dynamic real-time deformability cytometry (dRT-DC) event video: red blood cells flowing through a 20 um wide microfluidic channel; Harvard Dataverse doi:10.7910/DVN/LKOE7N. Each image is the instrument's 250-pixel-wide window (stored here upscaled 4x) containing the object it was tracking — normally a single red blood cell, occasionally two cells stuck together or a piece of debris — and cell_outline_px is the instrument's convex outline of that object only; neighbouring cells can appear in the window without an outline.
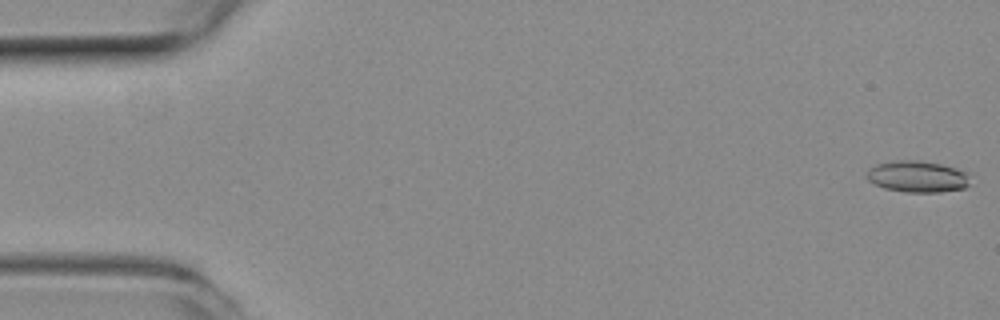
{"species": "common noctule bat (a hibernating species)", "species_latin": "Nyctalus noctula", "temperature_condition": "room temperature", "stored_images_in_passage": 14, "camera_frame_rate_fps": 3000, "um_per_image_px": 0.085, "animal": {"sex": "female", "body_mass_g": 19.3, "forearm_length_mm": 54.1}, "frame": {"image": 1, "passage_image": 1, "time_ms": 0.0, "image_size_px": [1000, 320], "cell_outline_px": [[968, 184], [964, 188], [940, 192], [904, 192], [884, 188], [868, 180], [864, 176], [868, 168], [876, 164], [892, 160], [920, 160], [940, 164], [956, 168], [968, 172]], "centroid_in_image_um": [77.93, 15.0], "position_along_channel_um": 7.1, "area_um2": 19.13}}